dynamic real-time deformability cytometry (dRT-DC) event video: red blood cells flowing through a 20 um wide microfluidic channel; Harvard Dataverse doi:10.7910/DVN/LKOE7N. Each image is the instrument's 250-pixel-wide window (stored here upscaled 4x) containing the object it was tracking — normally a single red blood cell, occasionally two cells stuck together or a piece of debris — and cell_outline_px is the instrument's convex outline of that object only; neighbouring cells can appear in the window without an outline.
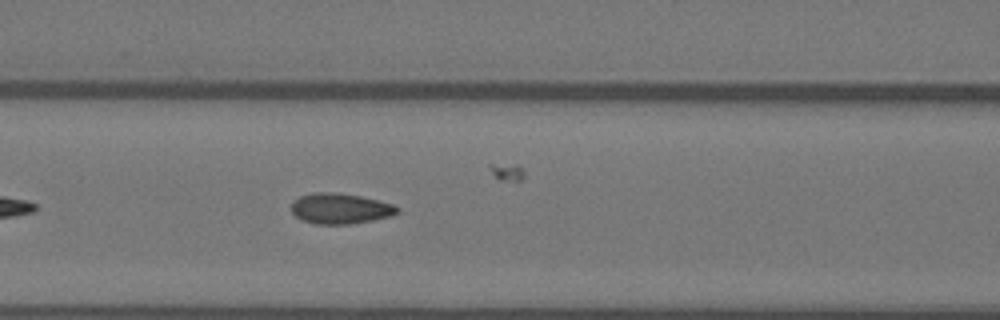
{"species": "Egyptian fruit bat (a non-hibernating species)", "species_latin": "Rousettus aegyptiacus", "temperature_condition": "warm", "stored_images_in_passage": 6, "camera_frame_rate_fps": 3000, "um_per_image_px": 0.085, "animal": {"sex": "female"}, "frame": {"image": 1, "passage_image": 6, "time_ms": 1.667, "image_size_px": [1000, 320], "cell_outline_px": [[400, 212], [392, 216], [372, 220], [348, 224], [316, 224], [304, 220], [296, 216], [292, 212], [292, 200], [300, 196], [312, 192], [332, 192], [360, 196], [392, 204], [400, 208]], "centroid_in_image_um": [28.92, 17.72], "position_along_channel_um": 137.7, "area_um2": 18.79}}